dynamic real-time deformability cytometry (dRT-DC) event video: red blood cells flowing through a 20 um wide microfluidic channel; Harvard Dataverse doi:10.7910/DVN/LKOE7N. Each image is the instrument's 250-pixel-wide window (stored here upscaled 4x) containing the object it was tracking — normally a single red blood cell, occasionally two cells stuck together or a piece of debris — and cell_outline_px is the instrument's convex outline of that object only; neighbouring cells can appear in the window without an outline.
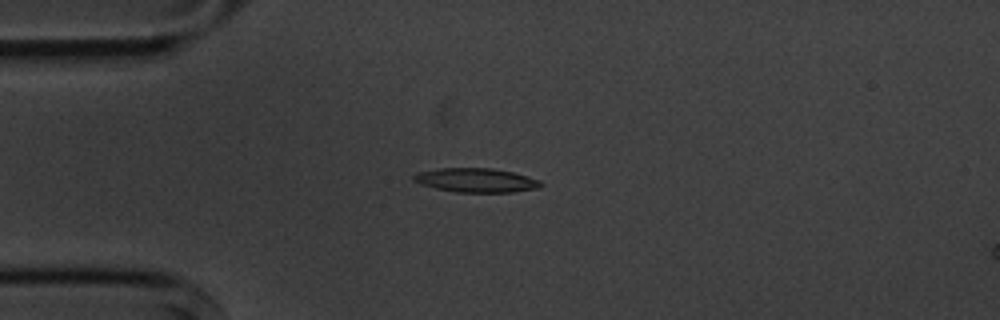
{"species": "common noctule bat (a hibernating species)", "species_latin": "Nyctalus noctula", "temperature_condition": "cold", "stored_images_in_passage": 6, "camera_frame_rate_fps": 3000, "um_per_image_px": 0.085, "animal": {"sex": "male", "body_mass_g": 20.1, "forearm_length_mm": 53.5}, "frame": {"image": 1, "passage_image": 4, "time_ms": 3.667, "image_size_px": [1000, 320], "cell_outline_px": [[544, 184], [540, 188], [512, 192], [456, 192], [436, 188], [420, 184], [412, 180], [412, 176], [416, 172], [440, 168], [492, 168], [512, 172], [540, 180]], "centroid_in_image_um": [40.46, 15.32], "position_along_channel_um": 44.5, "area_um2": 17.92}}
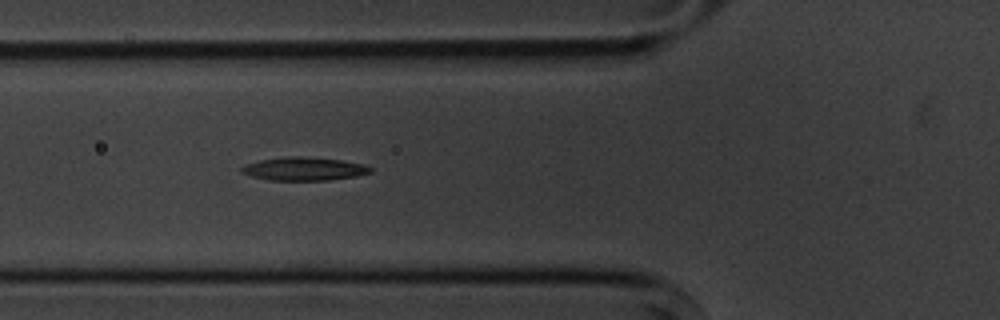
{"frame": {"image": 2, "passage_image": 6, "time_ms": 5.667, "image_size_px": [1000, 320], "cell_outline_px": [[372, 172], [356, 176], [328, 180], [268, 180], [248, 176], [240, 172], [240, 168], [244, 164], [260, 160], [288, 156], [300, 156], [340, 160], [368, 164], [372, 168]], "centroid_in_image_um": [25.82, 14.35], "position_along_channel_um": 100.0, "area_um2": 17.69}}